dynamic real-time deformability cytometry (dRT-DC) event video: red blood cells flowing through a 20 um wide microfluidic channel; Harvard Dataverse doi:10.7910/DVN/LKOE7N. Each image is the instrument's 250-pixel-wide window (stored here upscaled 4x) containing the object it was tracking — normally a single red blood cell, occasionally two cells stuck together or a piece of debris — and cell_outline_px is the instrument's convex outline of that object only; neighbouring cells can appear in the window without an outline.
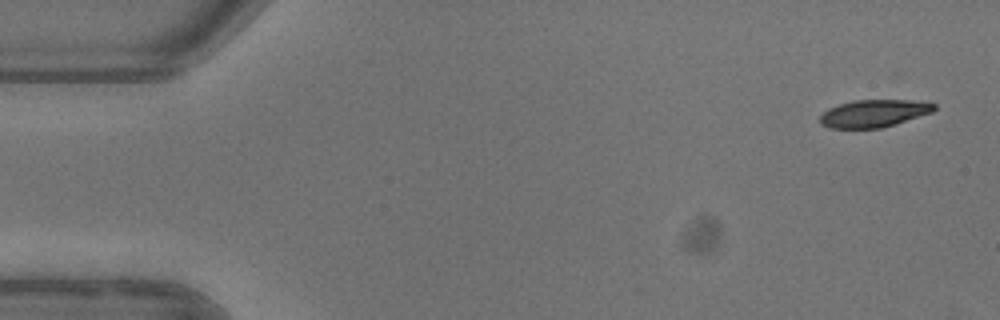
{"species": "common noctule bat (a hibernating species)", "species_latin": "Nyctalus noctula", "temperature_condition": "warm", "stored_images_in_passage": 3, "camera_frame_rate_fps": 3000, "um_per_image_px": 0.085, "animal": {"sex": "female"}, "frame": {"image": 1, "passage_image": 1, "time_ms": 0.0, "image_size_px": [1000, 320], "cell_outline_px": [[936, 108], [932, 112], [896, 124], [880, 128], [828, 128], [820, 124], [820, 116], [828, 108], [852, 100], [912, 100], [936, 104]], "centroid_in_image_um": [74.26, 9.64], "position_along_channel_um": 10.7, "area_um2": 18.26}}